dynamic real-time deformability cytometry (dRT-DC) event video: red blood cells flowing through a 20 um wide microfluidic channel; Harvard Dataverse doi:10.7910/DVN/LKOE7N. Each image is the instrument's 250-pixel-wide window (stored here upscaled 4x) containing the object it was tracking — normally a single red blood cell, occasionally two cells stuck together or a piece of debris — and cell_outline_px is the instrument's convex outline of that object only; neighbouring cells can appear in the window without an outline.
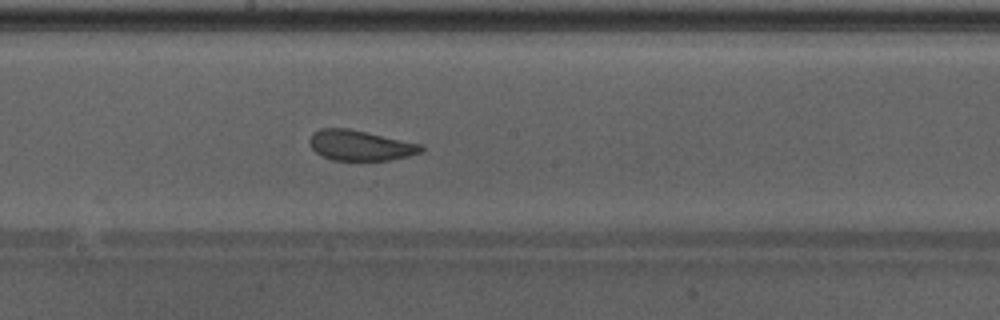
{"species": "Egyptian fruit bat (a non-hibernating species)", "species_latin": "Rousettus aegyptiacus", "temperature_condition": "warm", "stored_images_in_passage": 30, "camera_frame_rate_fps": 3000, "um_per_image_px": 0.085, "animal": {"sex": "male"}, "frame": {"image": 1, "passage_image": 17, "time_ms": 5.333, "image_size_px": [1000, 320], "cell_outline_px": [[424, 148], [420, 152], [408, 156], [388, 160], [332, 160], [316, 152], [312, 148], [308, 140], [312, 132], [320, 128], [348, 128], [424, 144]], "centroid_in_image_um": [30.62, 12.34], "position_along_channel_um": 217.6, "area_um2": 19.77}, "authors_computed_cell_mechanics": {"area_um2": 20.3745, "velocity_mm_per_s": 4.2716, "shape_relaxation_time_tau1_ms": 4.5004, "shape_relaxation_time_tau2_ms": 1.1318, "deformation_change_tau1": 0.1138, "deformation_change_tau2": 0.0907}}